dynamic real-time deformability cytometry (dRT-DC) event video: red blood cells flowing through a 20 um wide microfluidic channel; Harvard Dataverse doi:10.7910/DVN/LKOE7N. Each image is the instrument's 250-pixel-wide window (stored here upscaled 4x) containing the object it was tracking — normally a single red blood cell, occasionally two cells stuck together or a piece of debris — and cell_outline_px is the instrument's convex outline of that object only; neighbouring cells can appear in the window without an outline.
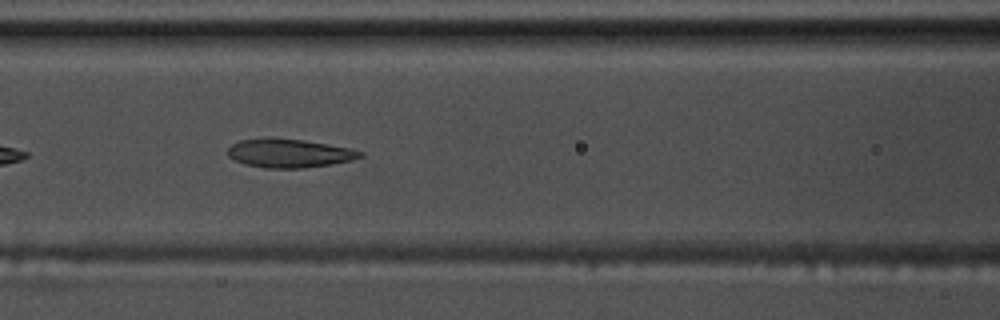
{"species": "common noctule bat (a hibernating species)", "species_latin": "Nyctalus noctula", "temperature_condition": "warm", "stored_images_in_passage": 7, "camera_frame_rate_fps": 3000, "um_per_image_px": 0.085, "animal": {"sex": "male", "body_mass_g": 17.5, "forearm_length_mm": 52.3}, "frame": {"image": 1, "passage_image": 6, "time_ms": 1.667, "image_size_px": [1000, 320], "cell_outline_px": [[364, 156], [352, 160], [304, 168], [264, 168], [244, 164], [228, 156], [228, 148], [232, 144], [240, 140], [264, 136], [268, 136], [304, 140], [352, 148], [364, 152]], "centroid_in_image_um": [24.57, 13.0], "position_along_channel_um": 142.0, "area_um2": 22.48}}
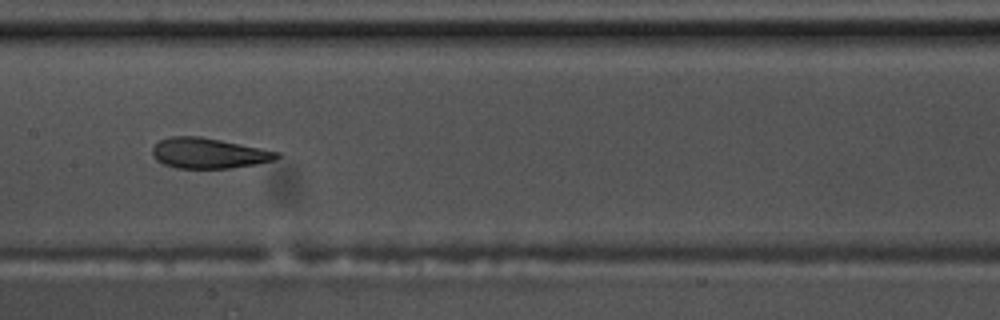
{"frame": {"image": 2, "passage_image": 7, "time_ms": 2.0, "image_size_px": [1000, 320], "cell_outline_px": [[280, 156], [272, 160], [256, 164], [232, 168], [176, 168], [164, 164], [156, 160], [152, 156], [152, 148], [160, 140], [172, 136], [200, 136], [280, 152]], "centroid_in_image_um": [17.7, 13.02], "position_along_channel_um": 189.7, "area_um2": 21.91}}